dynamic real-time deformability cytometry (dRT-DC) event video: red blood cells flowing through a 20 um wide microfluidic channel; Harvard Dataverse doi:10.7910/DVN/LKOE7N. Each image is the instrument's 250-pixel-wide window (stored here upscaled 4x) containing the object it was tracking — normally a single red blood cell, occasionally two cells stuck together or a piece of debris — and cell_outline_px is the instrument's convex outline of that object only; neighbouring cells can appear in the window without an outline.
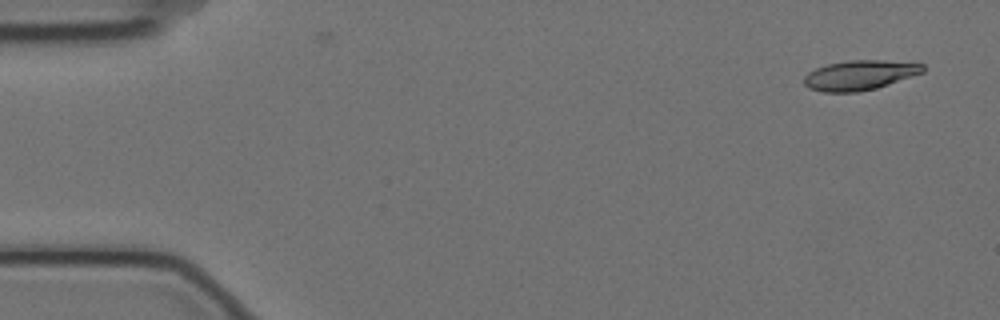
{"species": "Egyptian fruit bat (a non-hibernating species)", "species_latin": "Rousettus aegyptiacus", "temperature_condition": "cold", "stored_images_in_passage": 2, "camera_frame_rate_fps": 3000, "um_per_image_px": 0.085, "animal": {"sex": "female"}, "frame": {"image": 1, "passage_image": 1, "time_ms": 0.0, "image_size_px": [1000, 320], "cell_outline_px": [[924, 72], [876, 88], [856, 92], [824, 92], [808, 88], [804, 84], [804, 76], [808, 72], [816, 68], [828, 64], [848, 60], [884, 60], [924, 64]], "centroid_in_image_um": [73.05, 6.38], "position_along_channel_um": 12.0, "area_um2": 20.52}}